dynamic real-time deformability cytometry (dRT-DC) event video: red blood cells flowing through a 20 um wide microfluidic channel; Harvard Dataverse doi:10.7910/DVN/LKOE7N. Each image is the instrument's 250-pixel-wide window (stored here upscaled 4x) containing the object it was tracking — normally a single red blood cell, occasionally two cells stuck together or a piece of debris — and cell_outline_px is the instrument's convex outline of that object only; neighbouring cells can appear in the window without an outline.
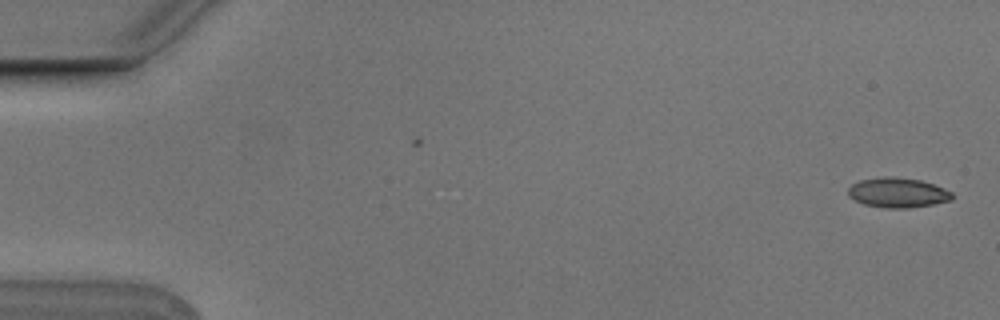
{"species": "Egyptian fruit bat (a non-hibernating species)", "species_latin": "Rousettus aegyptiacus", "temperature_condition": "cold", "stored_images_in_passage": 2, "camera_frame_rate_fps": 3000, "um_per_image_px": 0.085, "animal": {"sex": "male"}, "frame": {"image": 1, "passage_image": 2, "time_ms": 0.333, "image_size_px": [1000, 320], "cell_outline_px": [[952, 200], [932, 204], [908, 208], [888, 208], [864, 204], [848, 196], [848, 188], [852, 184], [860, 180], [884, 176], [892, 176], [920, 180], [944, 188], [952, 192]], "centroid_in_image_um": [76.29, 16.37], "position_along_channel_um": 8.7, "area_um2": 17.98}}